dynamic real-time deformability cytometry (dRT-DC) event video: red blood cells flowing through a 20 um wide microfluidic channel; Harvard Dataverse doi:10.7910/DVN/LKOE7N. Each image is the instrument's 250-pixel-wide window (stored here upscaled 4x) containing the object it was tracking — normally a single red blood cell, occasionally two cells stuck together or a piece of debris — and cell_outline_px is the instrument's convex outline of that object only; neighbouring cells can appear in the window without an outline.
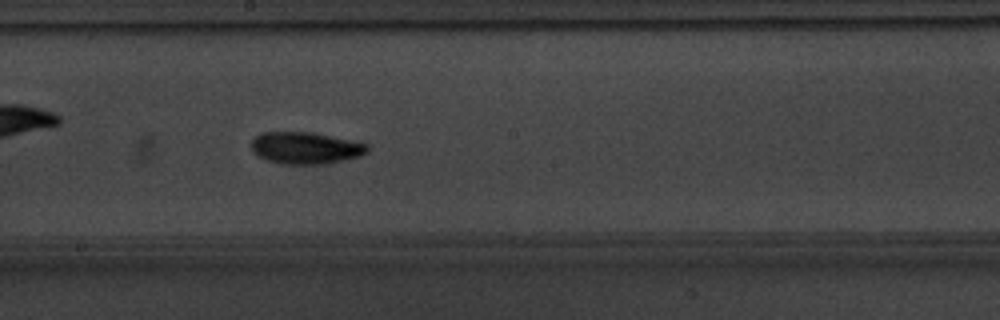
{"species": "common noctule bat (a hibernating species)", "species_latin": "Nyctalus noctula", "temperature_condition": "warm", "stored_images_in_passage": 42, "camera_frame_rate_fps": 3000, "um_per_image_px": 0.085, "animal": {"sex": "male", "body_mass_g": 20.1, "forearm_length_mm": 53.5}, "frame": {"image": 1, "passage_image": 19, "time_ms": 6.0, "image_size_px": [1000, 320], "cell_outline_px": [[368, 152], [360, 156], [344, 160], [324, 164], [284, 164], [264, 160], [256, 156], [252, 152], [252, 140], [260, 132], [312, 132], [352, 140], [368, 144]], "centroid_in_image_um": [25.95, 12.58], "position_along_channel_um": 222.3, "area_um2": 21.79}}
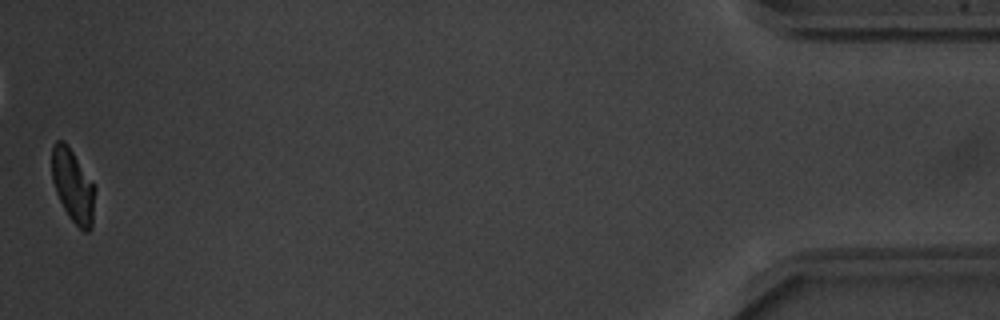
{"frame": {"image": 2, "passage_image": 42, "time_ms": 13.667, "image_size_px": [1000, 320], "cell_outline_px": [[96, 188], [92, 228], [88, 232], [84, 232], [68, 216], [56, 192], [52, 180], [52, 144], [56, 140], [64, 140]], "centroid_in_image_um": [6.2, 15.82], "position_along_channel_um": 429.0, "area_um2": 18.21}, "authors_computed_cell_mechanics": {"area_um2": 19.7965, "velocity_mm_per_s": 3.7939, "shape_relaxation_time_tau1_ms": 2.842, "shape_relaxation_time_tau2_ms": 6.0414, "deformation_change_tau1": 0.1301, "deformation_change_tau2": 0.1408}}